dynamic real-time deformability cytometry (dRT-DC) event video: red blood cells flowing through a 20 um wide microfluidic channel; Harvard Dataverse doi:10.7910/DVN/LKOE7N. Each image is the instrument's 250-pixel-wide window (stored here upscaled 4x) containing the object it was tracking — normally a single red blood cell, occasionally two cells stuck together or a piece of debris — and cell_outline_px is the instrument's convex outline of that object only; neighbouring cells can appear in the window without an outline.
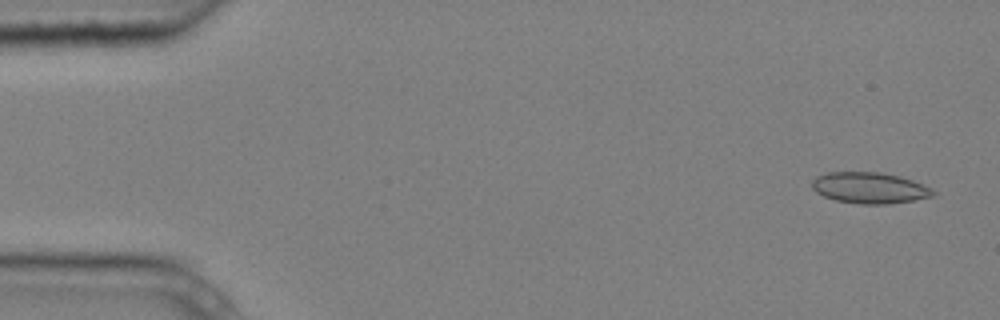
{"species": "common noctule bat (a hibernating species)", "species_latin": "Nyctalus noctula", "temperature_condition": "cold", "stored_images_in_passage": 8, "camera_frame_rate_fps": 3000, "um_per_image_px": 0.085, "animal": {"sex": "male", "body_mass_g": 20.4}, "frame": {"image": 1, "passage_image": 1, "time_ms": 0.0, "image_size_px": [1000, 320], "cell_outline_px": [[936, 192], [932, 196], [912, 200], [888, 204], [860, 204], [836, 200], [824, 196], [816, 192], [812, 188], [812, 180], [816, 176], [828, 172], [880, 172], [900, 176], [912, 180], [932, 188]], "centroid_in_image_um": [73.9, 15.96], "position_along_channel_um": 11.1, "area_um2": 21.91}}
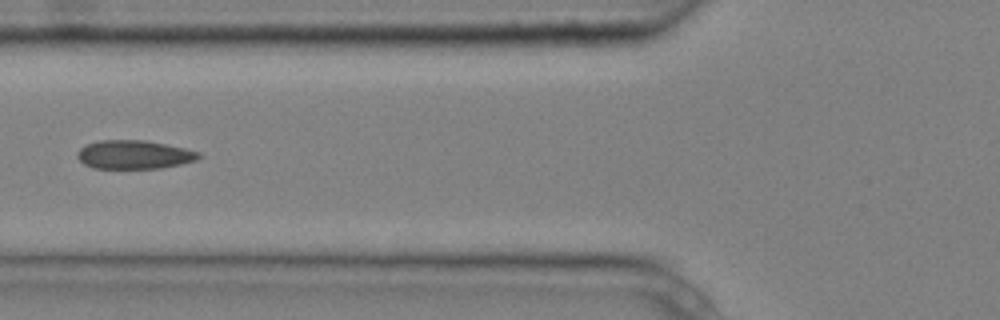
{"frame": {"image": 2, "passage_image": 6, "time_ms": 1.667, "image_size_px": [1000, 320], "cell_outline_px": [[204, 156], [196, 160], [180, 164], [160, 168], [92, 168], [84, 164], [76, 156], [76, 152], [84, 144], [100, 140], [144, 140], [184, 148], [200, 152]], "centroid_in_image_um": [11.37, 13.14], "position_along_channel_um": 114.4, "area_um2": 20.35}}
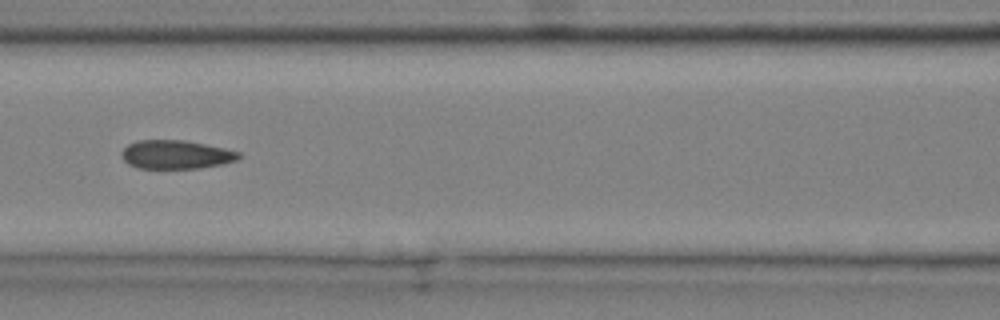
{"frame": {"image": 3, "passage_image": 7, "time_ms": 2.0, "image_size_px": [1000, 320], "cell_outline_px": [[244, 156], [236, 160], [224, 164], [200, 168], [136, 168], [128, 164], [124, 160], [120, 152], [128, 144], [136, 140], [184, 140], [224, 148], [240, 152]], "centroid_in_image_um": [14.97, 13.14], "position_along_channel_um": 151.6, "area_um2": 19.71}}